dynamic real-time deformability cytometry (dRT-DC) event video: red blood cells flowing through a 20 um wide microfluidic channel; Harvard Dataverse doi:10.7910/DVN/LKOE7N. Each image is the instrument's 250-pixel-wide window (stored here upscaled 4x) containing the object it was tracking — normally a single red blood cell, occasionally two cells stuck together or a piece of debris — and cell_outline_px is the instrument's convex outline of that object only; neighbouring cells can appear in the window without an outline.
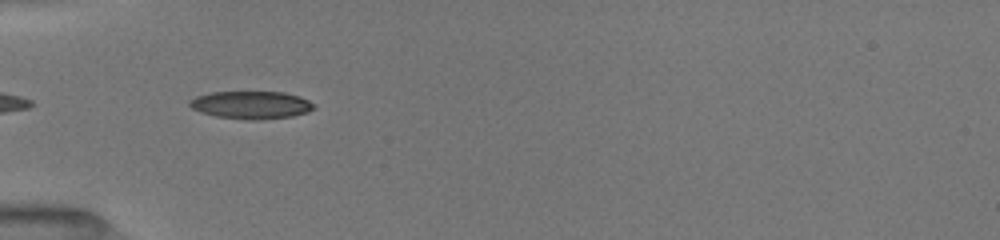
{"species": "common noctule bat (a hibernating species)", "species_latin": "Nyctalus noctula", "temperature_condition": "room temperature", "stored_images_in_passage": 36, "camera_frame_rate_fps": 3000, "um_per_image_px": 0.085, "animal": {"sex": "female", "body_mass_g": 19.5, "forearm_length_mm": 54.1}, "frame": {"image": 1, "passage_image": 2, "time_ms": 0.333, "image_size_px": [1000, 240], "cell_outline_px": [[316, 108], [308, 112], [292, 116], [260, 120], [252, 120], [216, 116], [200, 112], [192, 108], [188, 104], [188, 100], [196, 96], [212, 92], [284, 92], [300, 96], [316, 104]], "centroid_in_image_um": [21.37, 8.92], "position_along_channel_um": 63.6, "area_um2": 20.23}}
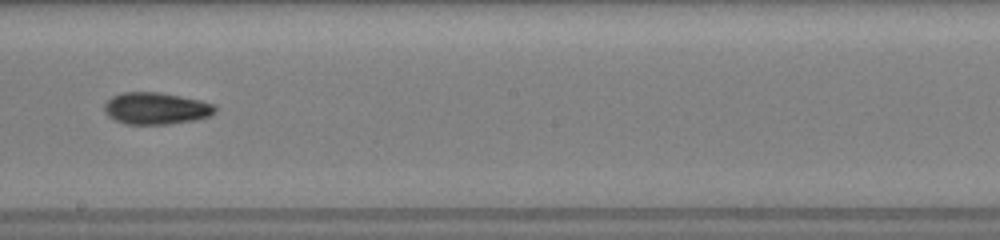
{"frame": {"image": 2, "passage_image": 15, "time_ms": 4.667, "image_size_px": [1000, 240], "cell_outline_px": [[216, 112], [208, 116], [192, 120], [168, 124], [124, 124], [108, 116], [104, 112], [104, 104], [112, 96], [124, 92], [160, 92], [200, 100], [216, 104]], "centroid_in_image_um": [13.25, 9.21], "position_along_channel_um": 234.9, "area_um2": 20.58}}
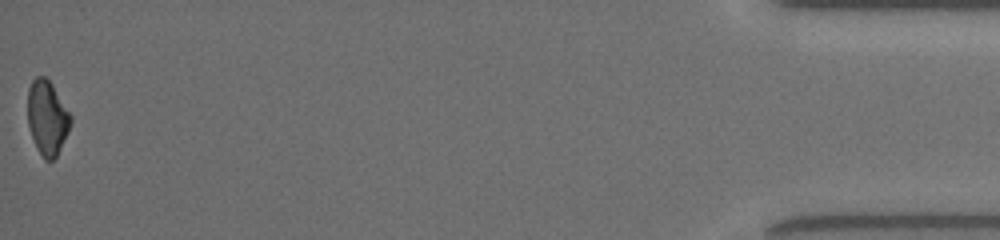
{"frame": {"image": 3, "passage_image": 36, "time_ms": 11.667, "image_size_px": [1000, 240], "cell_outline_px": [[72, 124], [56, 156], [52, 160], [44, 160], [36, 148], [28, 124], [28, 88], [32, 80], [36, 76], [44, 76], [52, 84], [72, 116]], "centroid_in_image_um": [4.02, 10.0], "position_along_channel_um": 431.2, "area_um2": 18.61}, "authors_computed_cell_mechanics": {"area_um2": 19.9699, "velocity_mm_per_s": 4.0455, "shape_relaxation_time_tau1_ms": 4.195, "shape_relaxation_time_tau2_ms": 3.2948, "deformation_change_tau1": 0.1545, "deformation_change_tau2": 0.0862}}